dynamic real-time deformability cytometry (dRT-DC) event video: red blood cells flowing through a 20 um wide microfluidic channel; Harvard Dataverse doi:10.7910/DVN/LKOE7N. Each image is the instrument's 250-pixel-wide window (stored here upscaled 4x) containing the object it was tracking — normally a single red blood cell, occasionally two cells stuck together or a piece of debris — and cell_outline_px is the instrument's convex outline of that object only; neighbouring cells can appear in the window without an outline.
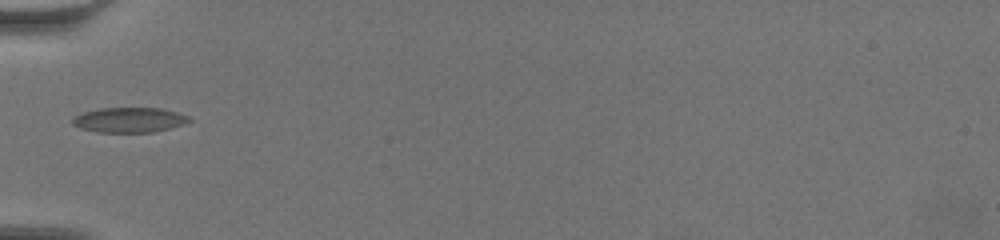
{"species": "common noctule bat (a hibernating species)", "species_latin": "Nyctalus noctula", "temperature_condition": "warm", "stored_images_in_passage": 11, "camera_frame_rate_fps": 3000, "um_per_image_px": 0.085, "animal": {"sex": "female", "body_mass_g": 19.5, "forearm_length_mm": 54.1}, "frame": {"image": 1, "passage_image": 1, "time_ms": 0.0, "image_size_px": [1000, 240], "cell_outline_px": [[192, 120], [184, 124], [152, 132], [96, 132], [80, 128], [72, 124], [72, 120], [76, 116], [84, 112], [100, 108], [160, 108], [176, 112], [188, 116]], "centroid_in_image_um": [10.98, 10.19], "position_along_channel_um": 74.0, "area_um2": 16.82}}
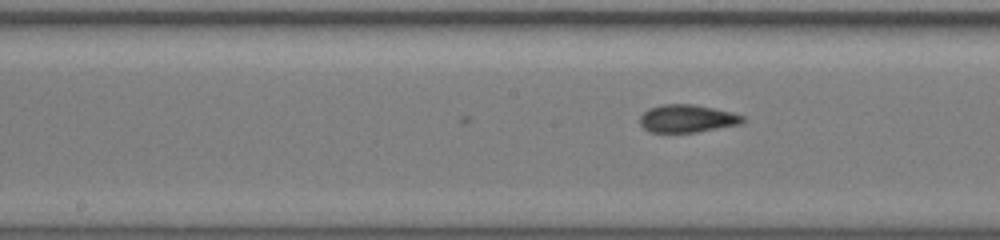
{"frame": {"image": 2, "passage_image": 11, "time_ms": 3.333, "image_size_px": [1000, 240], "cell_outline_px": [[744, 120], [740, 124], [696, 132], [648, 132], [640, 124], [640, 116], [648, 108], [664, 104], [692, 104], [732, 112], [744, 116]], "centroid_in_image_um": [58.38, 10.07], "position_along_channel_um": 189.8, "area_um2": 16.53}}